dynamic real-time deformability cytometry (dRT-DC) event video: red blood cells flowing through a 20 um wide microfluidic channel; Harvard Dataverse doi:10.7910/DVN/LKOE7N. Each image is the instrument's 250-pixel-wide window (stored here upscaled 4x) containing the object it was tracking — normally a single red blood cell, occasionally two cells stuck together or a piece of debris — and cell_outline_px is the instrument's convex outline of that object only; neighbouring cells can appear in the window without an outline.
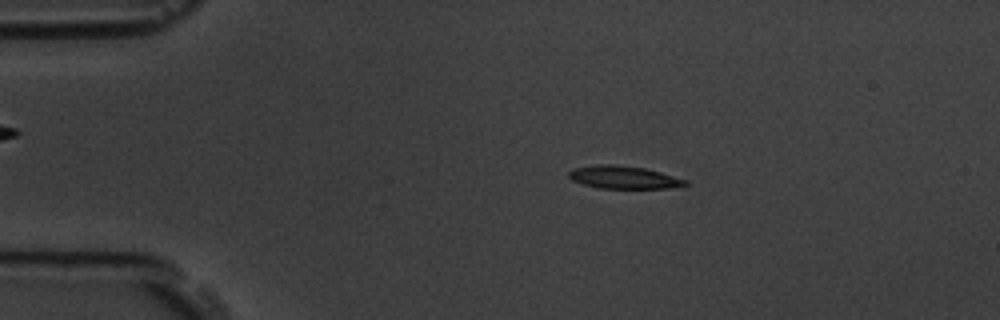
{"species": "common noctule bat (a hibernating species)", "species_latin": "Nyctalus noctula", "temperature_condition": "room temperature", "stored_images_in_passage": 9, "camera_frame_rate_fps": 3000, "um_per_image_px": 0.085, "animal": {"sex": "male", "body_mass_g": 19.5, "forearm_length_mm": 54.6}, "frame": {"image": 1, "passage_image": 2, "time_ms": 1.0, "image_size_px": [1000, 320], "cell_outline_px": [[688, 184], [668, 188], [596, 188], [572, 180], [568, 176], [568, 172], [572, 168], [596, 164], [616, 164], [644, 168], [660, 172], [688, 180]], "centroid_in_image_um": [52.97, 15.06], "position_along_channel_um": 32.0, "area_um2": 15.49}}
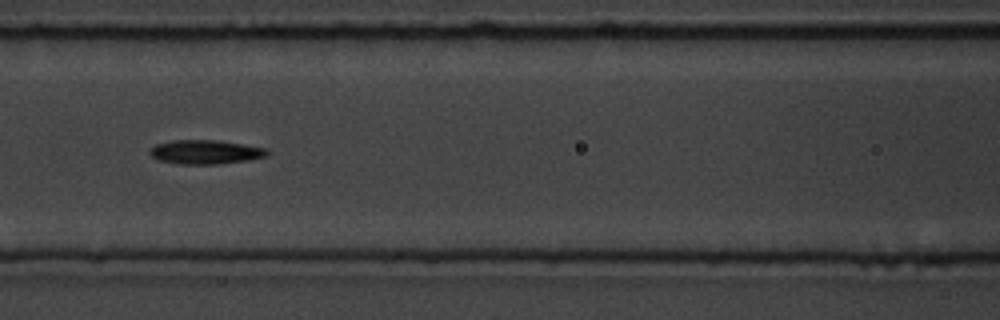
{"frame": {"image": 2, "passage_image": 6, "time_ms": 5.667, "image_size_px": [1000, 320], "cell_outline_px": [[268, 156], [248, 160], [220, 164], [180, 164], [160, 160], [152, 156], [148, 152], [156, 144], [172, 140], [216, 140], [244, 144], [268, 148]], "centroid_in_image_um": [17.5, 12.92], "position_along_channel_um": 149.1, "area_um2": 16.47}}
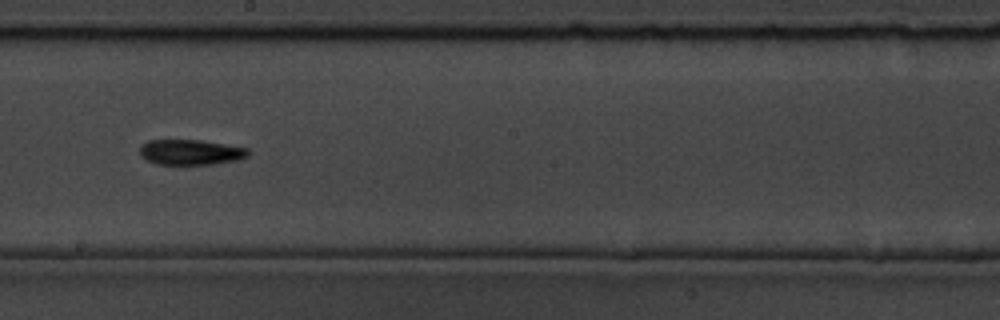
{"frame": {"image": 3, "passage_image": 8, "time_ms": 8.0, "image_size_px": [1000, 320], "cell_outline_px": [[252, 152], [248, 156], [240, 160], [216, 164], [156, 164], [140, 156], [140, 148], [148, 140], [200, 140], [248, 148]], "centroid_in_image_um": [16.26, 12.94], "position_along_channel_um": 231.9, "area_um2": 16.07}}